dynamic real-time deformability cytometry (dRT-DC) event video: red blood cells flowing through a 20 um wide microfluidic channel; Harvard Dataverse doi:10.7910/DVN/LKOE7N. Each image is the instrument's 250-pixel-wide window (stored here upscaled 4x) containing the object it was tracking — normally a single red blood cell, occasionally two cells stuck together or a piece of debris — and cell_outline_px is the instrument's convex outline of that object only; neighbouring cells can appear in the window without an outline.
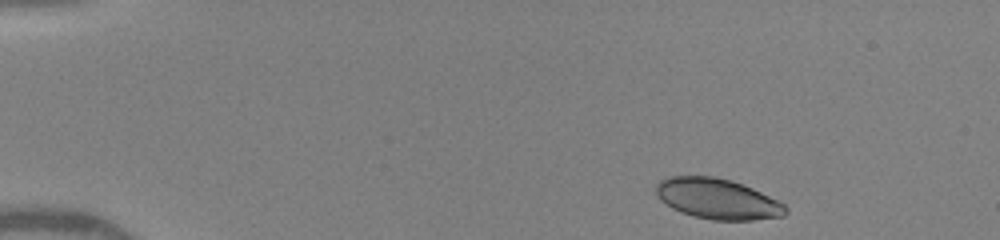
{"species": "human", "species_latin": "Homo sapiens", "temperature_condition": "warm", "stored_images_in_passage": 19, "camera_frame_rate_fps": 3000, "um_per_image_px": 0.085, "donor": {"sex": "female"}, "frame": {"image": 1, "passage_image": 1, "time_ms": 0.0, "image_size_px": [1000, 240], "cell_outline_px": [[788, 212], [784, 216], [752, 220], [712, 220], [692, 216], [680, 212], [672, 208], [660, 200], [656, 192], [656, 184], [660, 180], [668, 176], [716, 176], [732, 180], [752, 188], [784, 204], [788, 208]], "centroid_in_image_um": [60.97, 16.9], "position_along_channel_um": 24.0, "area_um2": 30.69}}
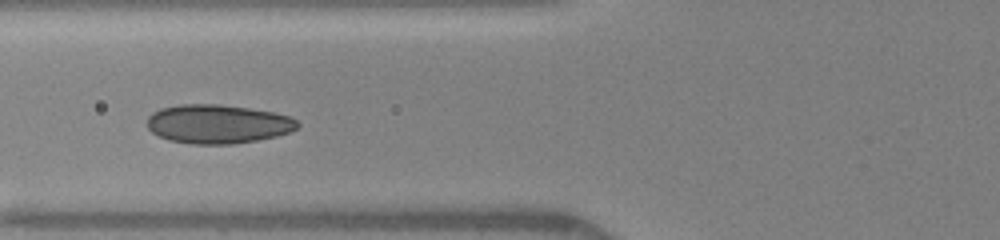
{"frame": {"image": 2, "passage_image": 10, "time_ms": 4.333, "image_size_px": [1000, 240], "cell_outline_px": [[300, 124], [296, 128], [288, 132], [276, 136], [256, 140], [232, 144], [192, 144], [168, 140], [152, 132], [148, 128], [148, 116], [152, 112], [160, 108], [180, 104], [220, 104], [248, 108], [272, 112], [288, 116], [296, 120]], "centroid_in_image_um": [18.48, 10.53], "position_along_channel_um": 107.3, "area_um2": 33.99}}
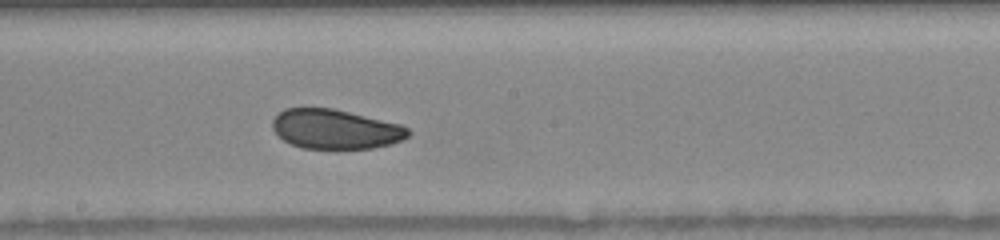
{"frame": {"image": 3, "passage_image": 19, "time_ms": 7.0, "image_size_px": [1000, 240], "cell_outline_px": [[412, 132], [404, 140], [392, 144], [372, 148], [304, 148], [292, 144], [284, 140], [272, 128], [272, 120], [284, 108], [332, 108], [400, 124], [408, 128]], "centroid_in_image_um": [28.54, 10.98], "position_along_channel_um": 219.7, "area_um2": 31.1}}